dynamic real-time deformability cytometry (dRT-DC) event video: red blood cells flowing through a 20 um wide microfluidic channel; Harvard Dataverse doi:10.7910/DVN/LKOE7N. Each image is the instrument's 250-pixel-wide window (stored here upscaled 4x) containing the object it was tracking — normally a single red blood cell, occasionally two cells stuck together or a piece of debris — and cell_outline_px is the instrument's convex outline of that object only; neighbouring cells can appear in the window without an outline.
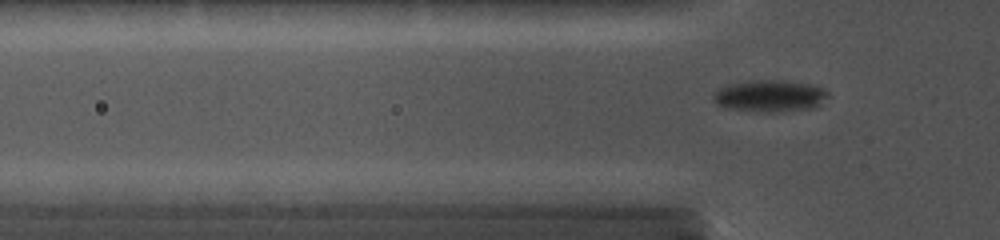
{"species": "common noctule bat (a hibernating species)", "species_latin": "Nyctalus noctula", "temperature_condition": "cold", "stored_images_in_passage": 33, "camera_frame_rate_fps": 5000, "um_per_image_px": 0.085, "animal": {"sex": "female", "body_mass_g": 19.0, "forearm_length_mm": 56.7}, "frame": {"image": 1, "passage_image": 3, "time_ms": 0.4, "image_size_px": [1000, 240], "cell_outline_px": [[824, 92], [812, 104], [792, 108], [744, 108], [720, 104], [716, 100], [716, 92], [732, 84], [760, 80], [780, 80], [812, 84], [820, 88]], "centroid_in_image_um": [65.36, 8.03], "position_along_channel_um": 60.4, "area_um2": 17.74}}
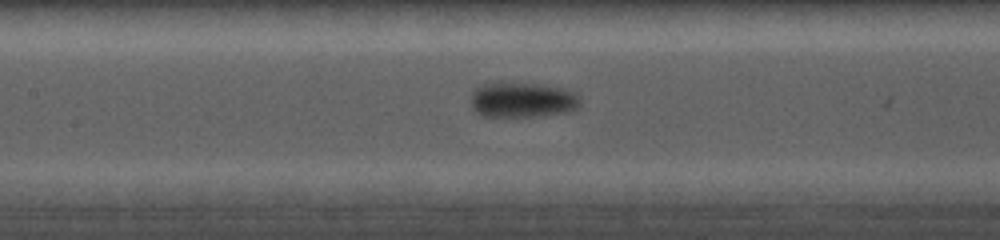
{"frame": {"image": 2, "passage_image": 25, "time_ms": 3.0, "image_size_px": [1000, 240], "cell_outline_px": [[580, 100], [576, 108], [556, 112], [524, 116], [484, 116], [476, 112], [472, 104], [472, 92], [480, 84], [500, 80], [512, 80], [564, 88], [572, 92]], "centroid_in_image_um": [44.28, 8.41], "position_along_channel_um": 163.1, "area_um2": 22.31}}
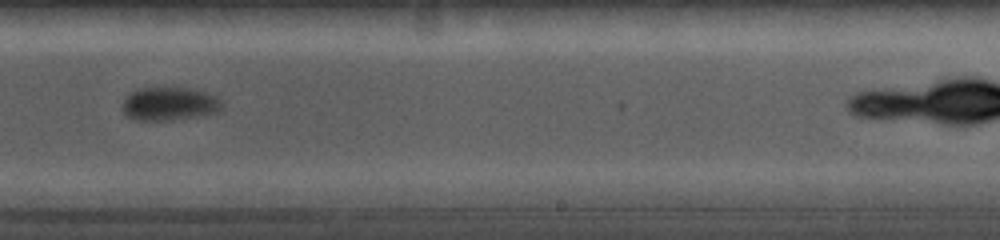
{"frame": {"image": 3, "passage_image": 32, "time_ms": 5.8, "image_size_px": [1000, 240], "cell_outline_px": [[224, 104], [220, 112], [172, 120], [136, 120], [128, 116], [124, 112], [124, 100], [136, 88], [192, 88], [208, 92], [216, 96]], "centroid_in_image_um": [14.47, 8.82], "position_along_channel_um": 274.5, "area_um2": 19.31}}